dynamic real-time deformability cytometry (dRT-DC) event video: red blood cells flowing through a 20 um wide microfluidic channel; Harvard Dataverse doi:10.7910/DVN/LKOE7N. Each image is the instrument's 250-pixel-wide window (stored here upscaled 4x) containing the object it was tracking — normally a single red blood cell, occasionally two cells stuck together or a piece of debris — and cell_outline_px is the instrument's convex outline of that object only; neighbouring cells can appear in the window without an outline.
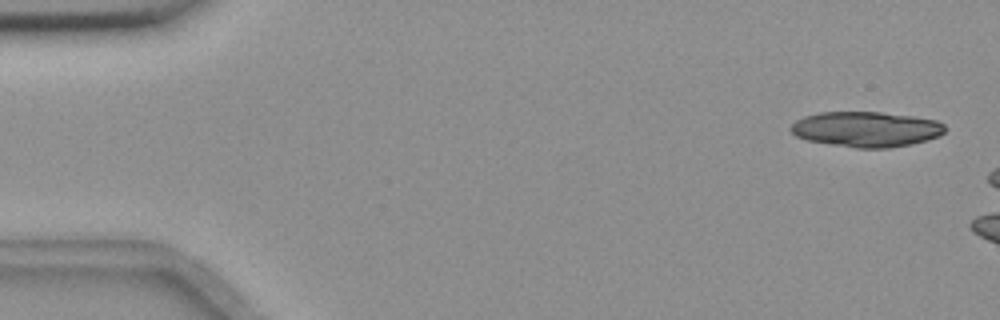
{"species": "common noctule bat (a hibernating species)", "species_latin": "Nyctalus noctula", "temperature_condition": "room temperature", "stored_images_in_passage": 13, "camera_frame_rate_fps": 3000, "um_per_image_px": 0.085, "animal": {"sex": "female", "body_mass_g": 18.4}, "frame": {"image": 1, "passage_image": 1, "time_ms": 0.0, "image_size_px": [1000, 320], "cell_outline_px": [[944, 132], [940, 136], [928, 140], [912, 144], [888, 148], [856, 148], [808, 140], [796, 136], [788, 128], [796, 120], [804, 116], [820, 112], [880, 112], [912, 116], [936, 120], [944, 124]], "centroid_in_image_um": [73.63, 10.98], "position_along_channel_um": 11.4, "area_um2": 31.73}}